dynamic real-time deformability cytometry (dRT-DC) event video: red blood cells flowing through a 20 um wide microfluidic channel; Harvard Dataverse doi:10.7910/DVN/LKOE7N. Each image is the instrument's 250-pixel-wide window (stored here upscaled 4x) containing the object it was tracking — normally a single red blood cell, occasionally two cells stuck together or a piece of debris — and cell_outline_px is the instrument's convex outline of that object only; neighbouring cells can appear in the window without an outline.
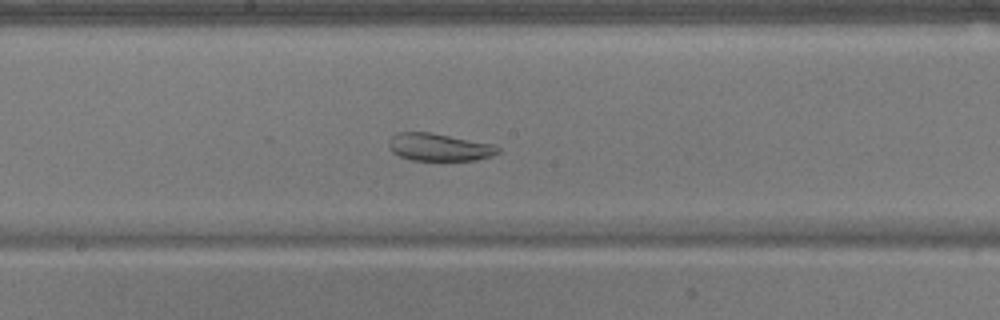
{"species": "common noctule bat (a hibernating species)", "species_latin": "Nyctalus noctula", "temperature_condition": "warm", "stored_images_in_passage": 46, "camera_frame_rate_fps": 3000, "um_per_image_px": 0.085, "animal": {"sex": "male", "body_mass_g": 17.9}, "frame": {"image": 1, "passage_image": 28, "time_ms": 9.0, "image_size_px": [1000, 320], "cell_outline_px": [[500, 152], [492, 156], [476, 160], [412, 160], [400, 156], [392, 152], [388, 148], [388, 140], [396, 132], [428, 132], [496, 144], [500, 148]], "centroid_in_image_um": [37.33, 12.5], "position_along_channel_um": 210.9, "area_um2": 17.69}}
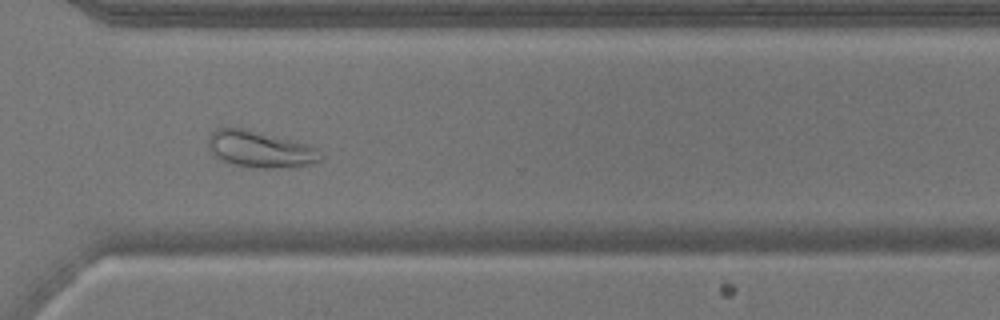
{"frame": {"image": 2, "passage_image": 39, "time_ms": 12.667, "image_size_px": [1000, 320], "cell_outline_px": [[324, 156], [320, 160], [312, 164], [272, 168], [260, 168], [236, 164], [212, 156], [208, 148], [208, 136], [216, 128], [244, 128], [312, 144]], "centroid_in_image_um": [22.13, 12.66], "position_along_channel_um": 348.5, "area_um2": 24.04}}
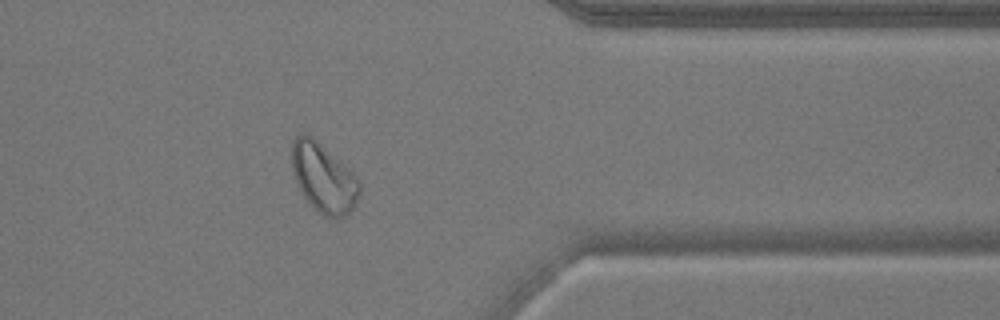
{"frame": {"image": 3, "passage_image": 43, "time_ms": 14.0, "image_size_px": [1000, 320], "cell_outline_px": [[360, 192], [356, 204], [344, 216], [336, 220], [332, 220], [324, 216], [304, 196], [292, 172], [292, 140], [300, 132], [304, 132], [316, 140], [344, 164], [360, 180]], "centroid_in_image_um": [27.51, 15.12], "position_along_channel_um": 383.9, "area_um2": 27.11}}